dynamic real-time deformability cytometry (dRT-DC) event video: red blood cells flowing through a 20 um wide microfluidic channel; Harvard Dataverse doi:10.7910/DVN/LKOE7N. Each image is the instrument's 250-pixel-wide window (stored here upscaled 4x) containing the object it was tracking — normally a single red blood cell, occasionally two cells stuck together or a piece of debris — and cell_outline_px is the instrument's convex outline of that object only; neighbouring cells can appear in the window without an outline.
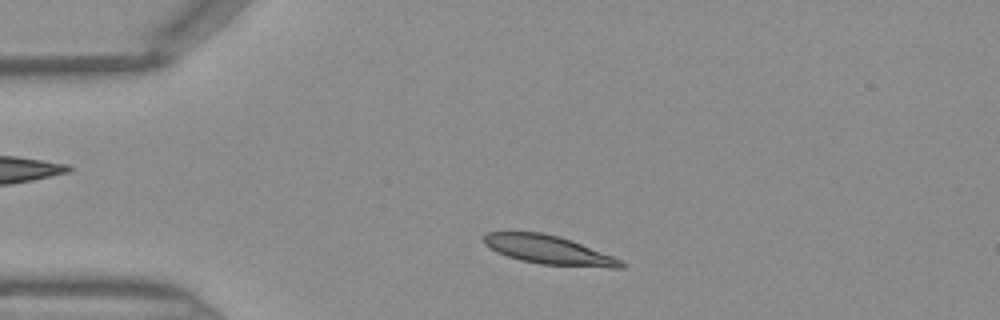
{"species": "Egyptian fruit bat (a non-hibernating species)", "species_latin": "Rousettus aegyptiacus", "temperature_condition": "warm", "stored_images_in_passage": 37, "camera_frame_rate_fps": 3000, "um_per_image_px": 0.085, "frame": {"image": 1, "passage_image": 4, "time_ms": 1.0, "image_size_px": [1000, 320], "cell_outline_px": [[624, 268], [608, 268], [540, 264], [520, 260], [496, 252], [484, 244], [484, 236], [488, 232], [540, 232], [560, 236], [572, 240], [612, 256], [620, 260], [624, 264]], "centroid_in_image_um": [46.64, 21.25], "position_along_channel_um": 38.4, "area_um2": 22.89}}
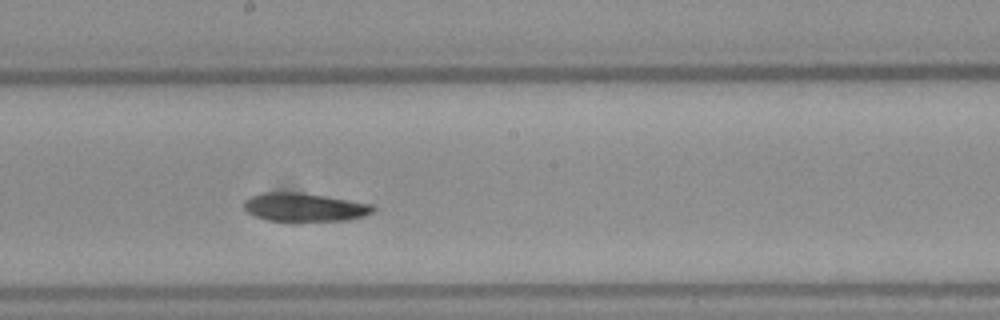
{"frame": {"image": 2, "passage_image": 19, "time_ms": 6.0, "image_size_px": [1000, 320], "cell_outline_px": [[376, 208], [372, 212], [364, 216], [344, 220], [268, 220], [256, 216], [248, 212], [244, 208], [244, 200], [252, 196], [264, 192], [300, 192], [372, 204]], "centroid_in_image_um": [25.87, 17.6], "position_along_channel_um": 222.3, "area_um2": 20.92}}
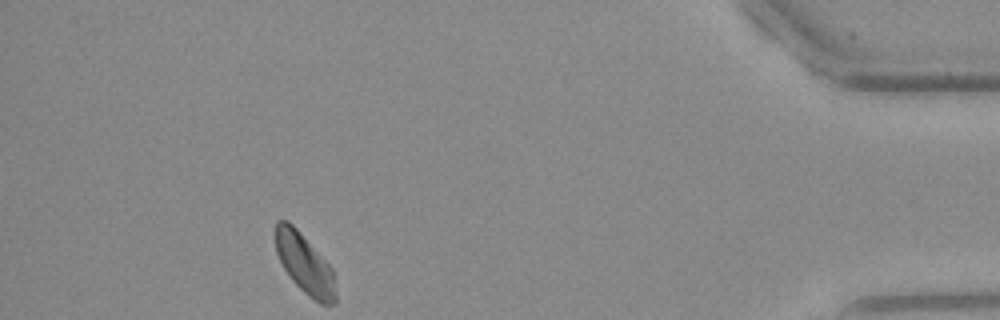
{"frame": {"image": 3, "passage_image": 36, "time_ms": 11.667, "image_size_px": [1000, 320], "cell_outline_px": [[336, 304], [320, 304], [308, 296], [292, 280], [284, 268], [276, 252], [276, 220], [288, 220], [300, 232], [332, 268], [336, 296]], "centroid_in_image_um": [25.9, 22.44], "position_along_channel_um": 409.3, "area_um2": 20.69}}